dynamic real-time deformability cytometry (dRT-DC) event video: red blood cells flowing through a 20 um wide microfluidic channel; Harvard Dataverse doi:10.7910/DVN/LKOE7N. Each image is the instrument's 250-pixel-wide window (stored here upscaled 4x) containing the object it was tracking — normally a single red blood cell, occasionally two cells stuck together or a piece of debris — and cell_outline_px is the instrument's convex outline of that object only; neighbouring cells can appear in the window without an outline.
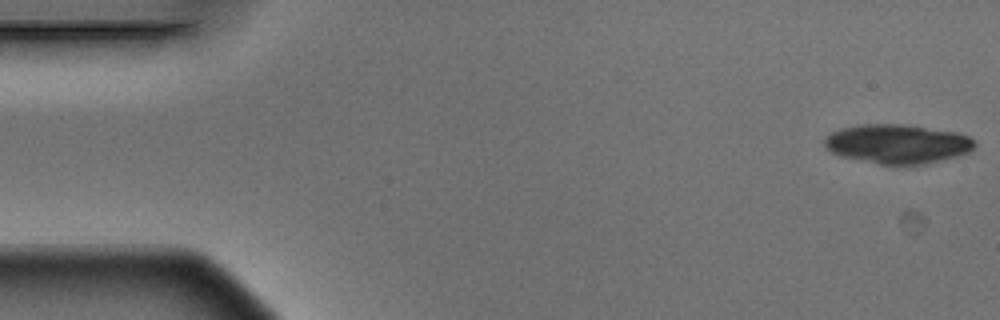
{"species": "Egyptian fruit bat (a non-hibernating species)", "species_latin": "Rousettus aegyptiacus", "temperature_condition": "warm", "stored_images_in_passage": 5, "camera_frame_rate_fps": 3000, "um_per_image_px": 0.085, "animal": {"sex": "male"}, "frame": {"image": 1, "passage_image": 1, "time_ms": 0.0, "image_size_px": [1000, 320], "cell_outline_px": [[976, 144], [968, 152], [956, 156], [924, 164], [880, 164], [840, 156], [832, 152], [824, 144], [824, 140], [832, 132], [840, 128], [860, 124], [904, 124], [956, 132], [968, 136], [976, 140]], "centroid_in_image_um": [76.28, 12.22], "position_along_channel_um": 8.7, "area_um2": 34.04}}
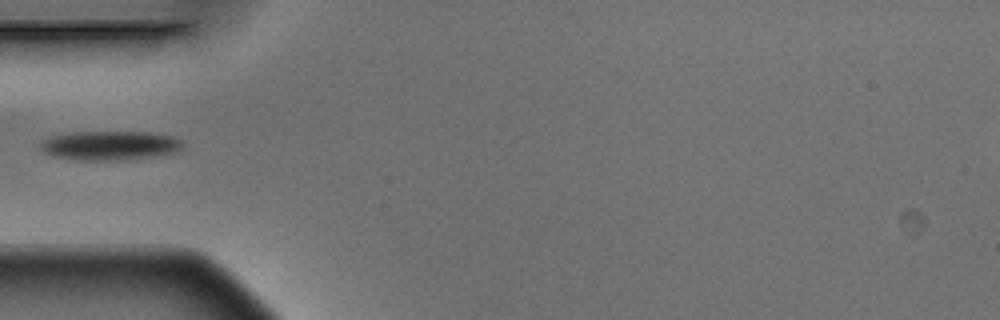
{"frame": {"image": 2, "passage_image": 5, "time_ms": 1.333, "image_size_px": [1000, 320], "cell_outline_px": [[184, 144], [176, 152], [152, 156], [120, 160], [76, 160], [52, 156], [44, 152], [40, 148], [40, 144], [44, 140], [52, 136], [72, 132], [148, 132], [172, 136], [180, 140]], "centroid_in_image_um": [9.31, 12.37], "position_along_channel_um": 75.7, "area_um2": 24.04}}